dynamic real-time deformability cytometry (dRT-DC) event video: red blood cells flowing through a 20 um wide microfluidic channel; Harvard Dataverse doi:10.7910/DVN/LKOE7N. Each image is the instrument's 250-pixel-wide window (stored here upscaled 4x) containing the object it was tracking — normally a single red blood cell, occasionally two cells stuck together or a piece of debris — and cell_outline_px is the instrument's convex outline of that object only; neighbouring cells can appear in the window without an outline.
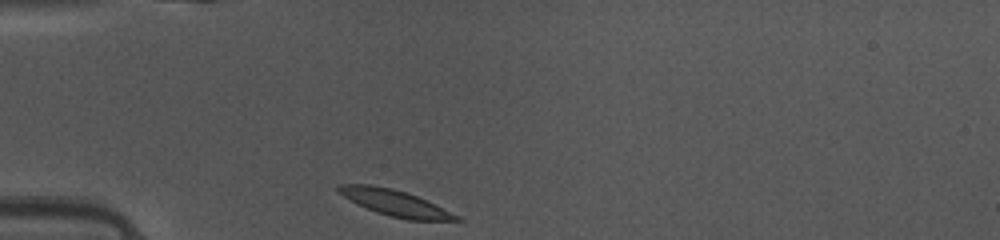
{"species": "common noctule bat (a hibernating species)", "species_latin": "Nyctalus noctula", "temperature_condition": "warm", "stored_images_in_passage": 36, "camera_frame_rate_fps": 3000, "um_per_image_px": 0.085, "animal": {"sex": "female", "body_mass_g": 10.0, "forearm_length_mm": 53.1}, "frame": {"image": 1, "passage_image": 1, "time_ms": 0.0, "image_size_px": [1000, 240], "cell_outline_px": [[464, 220], [408, 220], [388, 216], [376, 212], [336, 192], [336, 184], [368, 184], [392, 188], [416, 196], [460, 216]], "centroid_in_image_um": [33.55, 17.24], "position_along_channel_um": 51.5, "area_um2": 17.57}}
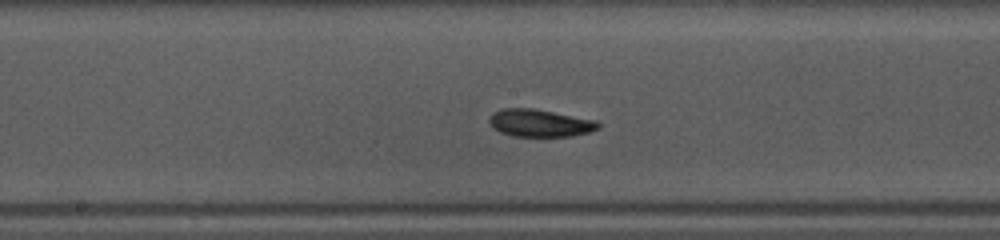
{"frame": {"image": 2, "passage_image": 13, "time_ms": 4.0, "image_size_px": [1000, 240], "cell_outline_px": [[600, 128], [588, 132], [572, 136], [512, 136], [500, 132], [492, 128], [488, 120], [492, 112], [500, 108], [532, 108], [596, 120], [600, 124]], "centroid_in_image_um": [45.84, 10.45], "position_along_channel_um": 202.4, "area_um2": 17.51}}
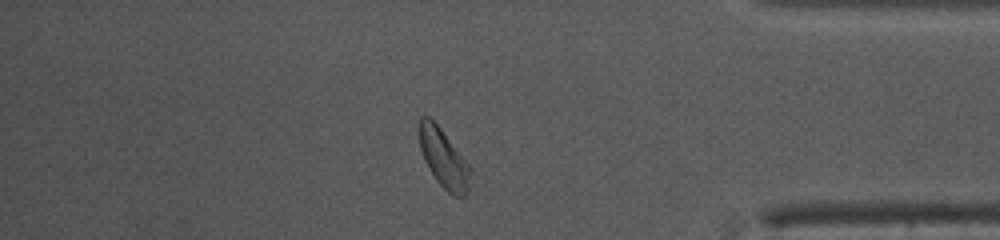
{"frame": {"image": 3, "passage_image": 29, "time_ms": 9.333, "image_size_px": [1000, 240], "cell_outline_px": [[472, 172], [468, 192], [464, 196], [452, 196], [436, 180], [428, 168], [424, 160], [420, 148], [420, 116], [428, 116], [440, 128], [472, 168]], "centroid_in_image_um": [37.74, 13.52], "position_along_channel_um": 397.5, "area_um2": 17.34}, "authors_computed_cell_mechanics": {"area_um2": 17.4845, "velocity_mm_per_s": 4.1004, "shape_relaxation_time_tau1_ms": 2.2361, "shape_relaxation_time_tau2_ms": 2.2893, "deformation_change_tau1": 0.1313, "deformation_change_tau2": 0.0751}}